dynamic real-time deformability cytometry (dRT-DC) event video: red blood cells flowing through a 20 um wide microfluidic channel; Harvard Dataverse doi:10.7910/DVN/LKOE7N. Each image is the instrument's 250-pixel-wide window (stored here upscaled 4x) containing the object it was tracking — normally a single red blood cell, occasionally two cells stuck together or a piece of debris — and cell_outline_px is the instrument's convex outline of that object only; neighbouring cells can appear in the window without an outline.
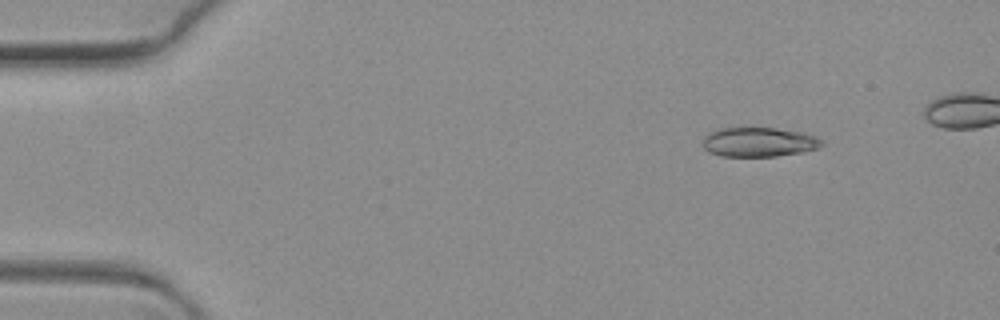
{"species": "common noctule bat (a hibernating species)", "species_latin": "Nyctalus noctula", "temperature_condition": "warm", "stored_images_in_passage": 8, "camera_frame_rate_fps": 3000, "um_per_image_px": 0.085, "animal": {"sex": "female", "body_mass_g": 19.3, "forearm_length_mm": 54.1}, "frame": {"image": 1, "passage_image": 3, "time_ms": 0.667, "image_size_px": [1000, 320], "cell_outline_px": [[824, 144], [820, 148], [804, 152], [776, 156], [720, 156], [708, 152], [700, 144], [704, 136], [708, 132], [716, 128], [740, 124], [776, 128], [804, 132], [816, 136], [824, 140]], "centroid_in_image_um": [64.45, 12.02], "position_along_channel_um": 20.5, "area_um2": 21.79}}
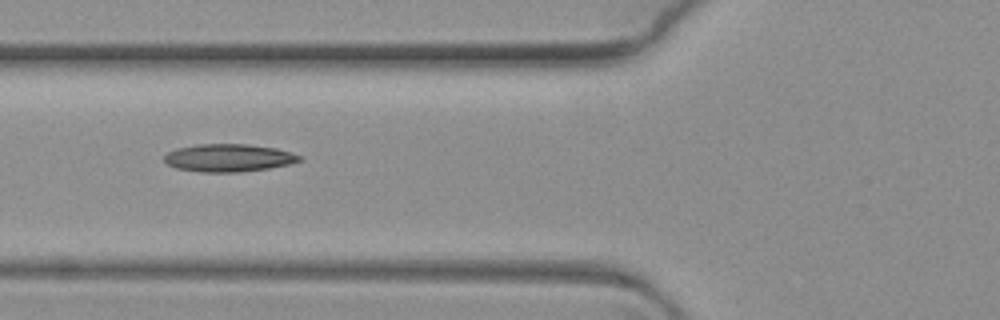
{"frame": {"image": 2, "passage_image": 7, "time_ms": 2.0, "image_size_px": [1000, 320], "cell_outline_px": [[304, 160], [288, 164], [268, 168], [240, 172], [200, 172], [176, 168], [168, 164], [164, 160], [164, 156], [168, 152], [176, 148], [196, 144], [248, 144], [276, 148], [304, 156]], "centroid_in_image_um": [19.45, 13.41], "position_along_channel_um": 106.4, "area_um2": 21.96}}
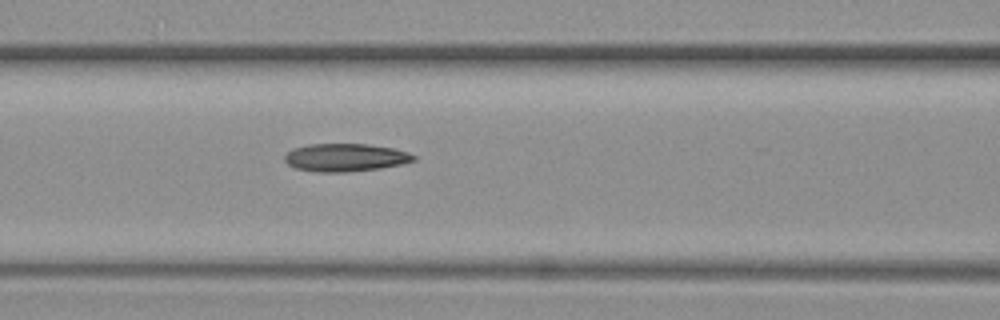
{"frame": {"image": 3, "passage_image": 8, "time_ms": 2.333, "image_size_px": [1000, 320], "cell_outline_px": [[416, 160], [400, 164], [380, 168], [348, 172], [320, 172], [296, 168], [288, 164], [284, 160], [284, 156], [292, 148], [308, 144], [368, 144], [392, 148], [408, 152], [416, 156]], "centroid_in_image_um": [29.35, 13.38], "position_along_channel_um": 137.3, "area_um2": 20.92}}